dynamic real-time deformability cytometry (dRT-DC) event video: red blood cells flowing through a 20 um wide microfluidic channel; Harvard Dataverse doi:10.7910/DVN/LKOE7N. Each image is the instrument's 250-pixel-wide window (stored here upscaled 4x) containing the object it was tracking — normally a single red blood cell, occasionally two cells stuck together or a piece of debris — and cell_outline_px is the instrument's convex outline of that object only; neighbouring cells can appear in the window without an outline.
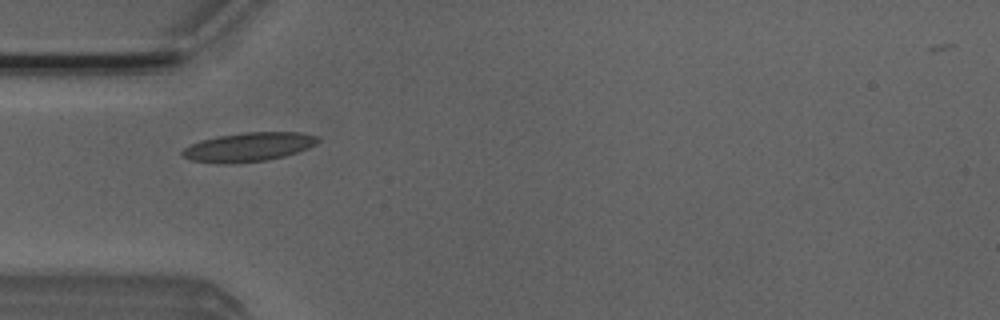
{"species": "Egyptian fruit bat (a non-hibernating species)", "species_latin": "Rousettus aegyptiacus", "temperature_condition": "room temperature", "stored_images_in_passage": 6, "camera_frame_rate_fps": 3000, "um_per_image_px": 0.085, "animal": {"sex": "male"}, "frame": {"image": 1, "passage_image": 3, "time_ms": 0.667, "image_size_px": [1000, 320], "cell_outline_px": [[320, 140], [316, 144], [308, 148], [284, 156], [268, 160], [228, 164], [220, 164], [192, 160], [184, 156], [180, 152], [184, 148], [200, 140], [220, 136], [244, 132], [300, 132], [320, 136]], "centroid_in_image_um": [21.16, 12.49], "position_along_channel_um": 63.8, "area_um2": 22.89}}
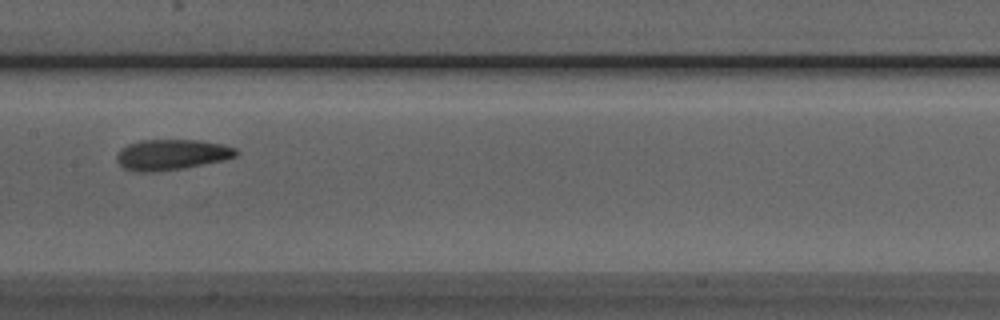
{"frame": {"image": 2, "passage_image": 6, "time_ms": 1.667, "image_size_px": [1000, 320], "cell_outline_px": [[240, 152], [236, 156], [224, 160], [184, 168], [152, 172], [136, 172], [124, 168], [116, 160], [116, 156], [120, 148], [128, 144], [140, 140], [200, 140], [224, 144], [236, 148]], "centroid_in_image_um": [14.6, 13.14], "position_along_channel_um": 192.8, "area_um2": 21.5}}